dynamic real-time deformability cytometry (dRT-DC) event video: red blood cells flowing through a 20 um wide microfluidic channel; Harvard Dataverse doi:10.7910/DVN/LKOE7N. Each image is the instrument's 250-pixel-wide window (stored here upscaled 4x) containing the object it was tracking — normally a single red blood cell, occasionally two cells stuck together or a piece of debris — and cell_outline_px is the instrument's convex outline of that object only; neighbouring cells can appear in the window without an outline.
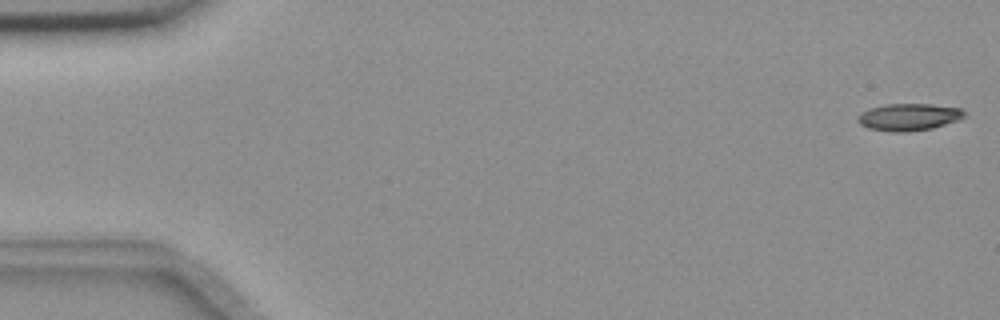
{"species": "common noctule bat (a hibernating species)", "species_latin": "Nyctalus noctula", "temperature_condition": "room temperature", "stored_images_in_passage": 5, "camera_frame_rate_fps": 3000, "um_per_image_px": 0.085, "animal": {"sex": "female", "body_mass_g": 18.4}, "frame": {"image": 1, "passage_image": 1, "time_ms": 0.0, "image_size_px": [1000, 320], "cell_outline_px": [[968, 116], [960, 120], [932, 128], [908, 132], [892, 132], [868, 128], [860, 124], [856, 120], [856, 116], [860, 112], [868, 108], [884, 104], [932, 104], [960, 108]], "centroid_in_image_um": [77.23, 9.94], "position_along_channel_um": 7.8, "area_um2": 17.17}}